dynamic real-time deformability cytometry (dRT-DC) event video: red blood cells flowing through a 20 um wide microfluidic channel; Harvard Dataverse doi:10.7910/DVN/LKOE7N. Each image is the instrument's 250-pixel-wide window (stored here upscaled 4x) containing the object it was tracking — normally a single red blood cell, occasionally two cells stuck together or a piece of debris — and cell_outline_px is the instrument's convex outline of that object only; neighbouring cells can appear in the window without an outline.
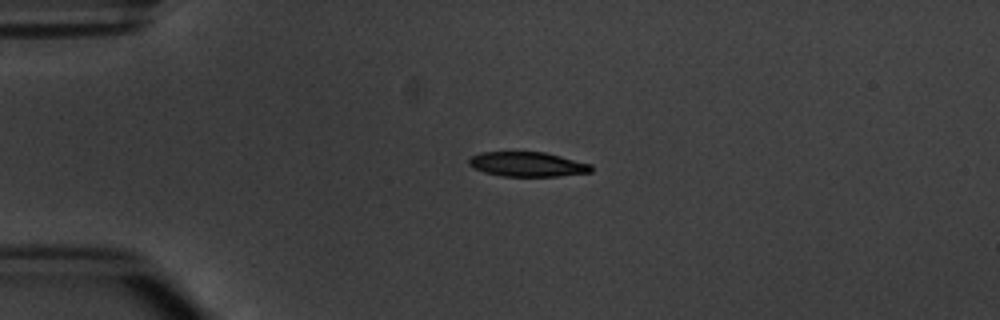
{"species": "common noctule bat (a hibernating species)", "species_latin": "Nyctalus noctula", "temperature_condition": "warm", "stored_images_in_passage": 3, "camera_frame_rate_fps": 3000, "um_per_image_px": 0.085, "animal": {"sex": "male", "body_mass_g": 20.1, "forearm_length_mm": 53.5}, "frame": {"image": 1, "passage_image": 2, "time_ms": 1.333, "image_size_px": [1000, 320], "cell_outline_px": [[592, 172], [556, 176], [504, 176], [484, 172], [472, 168], [468, 164], [468, 160], [472, 156], [480, 152], [544, 152], [592, 164]], "centroid_in_image_um": [44.81, 13.96], "position_along_channel_um": 40.2, "area_um2": 17.51}}